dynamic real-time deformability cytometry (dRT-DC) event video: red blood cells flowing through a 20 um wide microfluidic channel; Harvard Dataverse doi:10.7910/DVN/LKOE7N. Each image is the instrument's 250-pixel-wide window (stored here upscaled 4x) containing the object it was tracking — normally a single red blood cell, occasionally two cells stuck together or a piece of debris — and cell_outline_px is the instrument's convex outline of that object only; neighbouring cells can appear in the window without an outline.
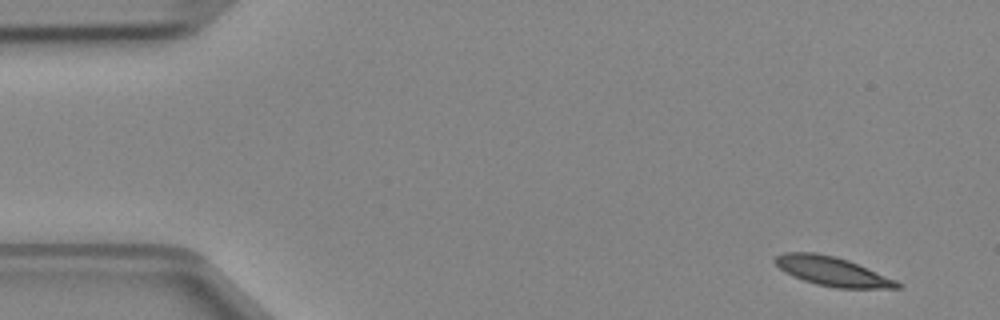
{"species": "Egyptian fruit bat (a non-hibernating species)", "species_latin": "Rousettus aegyptiacus", "temperature_condition": "cold", "stored_images_in_passage": 3, "camera_frame_rate_fps": 3000, "um_per_image_px": 0.085, "animal": {"sex": "female"}, "frame": {"image": 1, "passage_image": 1, "time_ms": 0.0, "image_size_px": [1000, 320], "cell_outline_px": [[900, 288], [836, 288], [816, 284], [804, 280], [784, 272], [772, 260], [776, 256], [784, 252], [816, 252], [836, 256], [848, 260], [896, 280], [900, 284]], "centroid_in_image_um": [70.7, 23.05], "position_along_channel_um": 14.3, "area_um2": 20.63}}
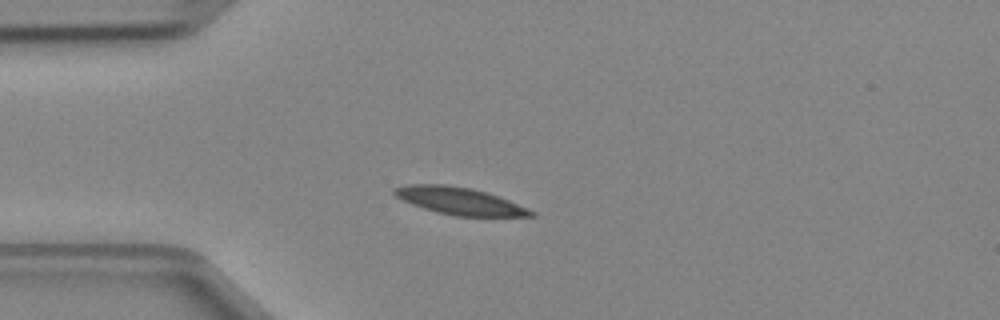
{"frame": {"image": 2, "passage_image": 3, "time_ms": 0.667, "image_size_px": [1000, 320], "cell_outline_px": [[536, 216], [456, 216], [436, 212], [412, 204], [396, 196], [392, 192], [392, 188], [408, 184], [444, 184], [472, 188], [508, 200], [528, 208], [536, 212]], "centroid_in_image_um": [39.04, 17.08], "position_along_channel_um": 46.0, "area_um2": 21.5}}